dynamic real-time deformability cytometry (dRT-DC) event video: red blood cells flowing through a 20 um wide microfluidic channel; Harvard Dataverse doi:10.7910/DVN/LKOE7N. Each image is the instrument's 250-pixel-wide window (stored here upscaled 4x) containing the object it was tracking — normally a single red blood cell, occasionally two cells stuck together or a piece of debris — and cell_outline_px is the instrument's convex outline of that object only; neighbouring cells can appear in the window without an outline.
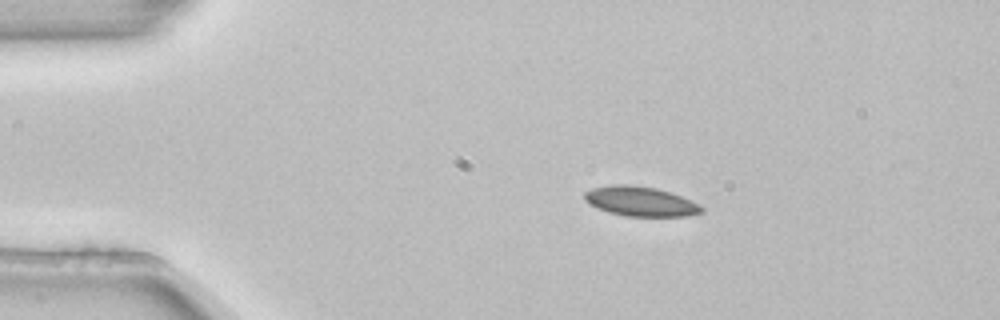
{"species": "common noctule bat (a hibernating species)", "species_latin": "Nyctalus noctula", "temperature_condition": "room temperature", "stored_images_in_passage": 2, "camera_frame_rate_fps": 3000, "um_per_image_px": 0.085, "animal": {"sex": "female", "body_mass_g": 22.7, "forearm_length_mm": 54.2}, "frame": {"image": 1, "passage_image": 1, "time_ms": 0.0, "image_size_px": [1000, 320], "cell_outline_px": [[704, 212], [688, 216], [624, 216], [608, 212], [588, 204], [584, 200], [584, 192], [592, 188], [612, 184], [628, 184], [656, 188], [680, 196], [704, 208]], "centroid_in_image_um": [54.38, 17.12], "position_along_channel_um": 30.6, "area_um2": 20.17}}